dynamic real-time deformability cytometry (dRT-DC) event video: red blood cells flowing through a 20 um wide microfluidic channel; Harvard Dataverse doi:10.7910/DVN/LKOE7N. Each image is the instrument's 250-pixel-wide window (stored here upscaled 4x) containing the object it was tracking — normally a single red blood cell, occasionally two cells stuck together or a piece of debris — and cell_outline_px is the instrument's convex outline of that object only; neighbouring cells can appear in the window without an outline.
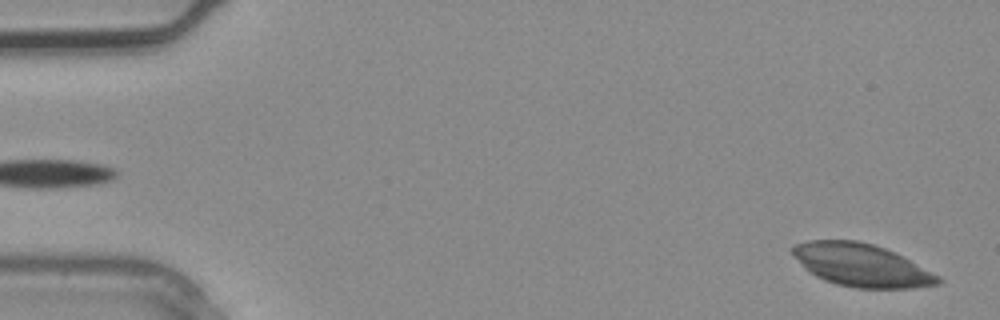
{"species": "common noctule bat (a hibernating species)", "species_latin": "Nyctalus noctula", "temperature_condition": "warm", "stored_images_in_passage": 4, "segment_of_instrument_passage": [2, 2], "camera_frame_rate_fps": 3000, "um_per_image_px": 0.085, "animal": {"sex": "male", "body_mass_g": 20.4}, "frame": {"image": 1, "passage_image": 4, "time_ms": 1.0, "image_size_px": [1000, 320], "cell_outline_px": [[944, 280], [940, 284], [916, 288], [856, 288], [836, 284], [824, 280], [816, 276], [804, 268], [792, 252], [792, 248], [796, 244], [808, 240], [860, 240], [884, 248], [940, 276]], "centroid_in_image_um": [73.23, 22.55], "position_along_channel_um": 11.8, "area_um2": 35.95}}